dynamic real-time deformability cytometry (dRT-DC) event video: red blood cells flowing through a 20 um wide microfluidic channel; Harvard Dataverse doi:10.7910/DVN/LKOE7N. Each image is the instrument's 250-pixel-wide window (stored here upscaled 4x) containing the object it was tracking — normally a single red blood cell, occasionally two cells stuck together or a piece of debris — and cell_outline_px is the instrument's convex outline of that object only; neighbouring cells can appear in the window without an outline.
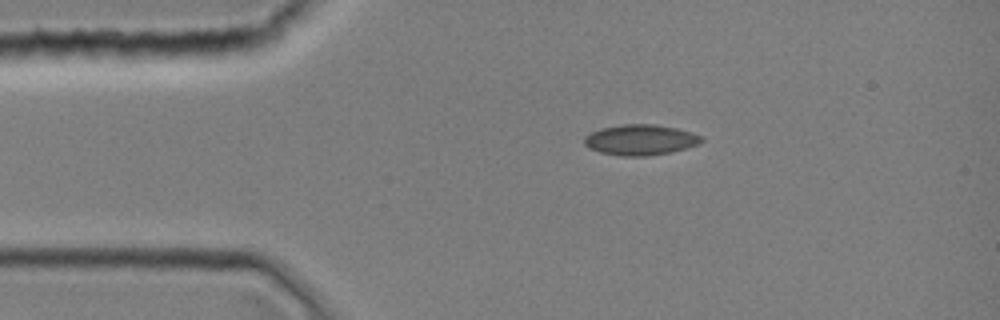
{"species": "common noctule bat (a hibernating species)", "species_latin": "Nyctalus noctula", "temperature_condition": "room temperature", "stored_images_in_passage": 1, "camera_frame_rate_fps": 3000, "um_per_image_px": 0.085, "animal": {"sex": "female", "body_mass_g": 19.0, "forearm_length_mm": 51.5}, "frame": {"image": 1, "passage_image": 1, "time_ms": 0.0, "image_size_px": [1000, 320], "cell_outline_px": [[704, 140], [696, 144], [672, 152], [648, 156], [620, 156], [600, 152], [588, 148], [584, 144], [584, 136], [600, 128], [624, 124], [656, 124], [676, 128], [692, 132], [704, 136]], "centroid_in_image_um": [54.42, 11.88], "position_along_channel_um": 30.6, "area_um2": 20.98}}